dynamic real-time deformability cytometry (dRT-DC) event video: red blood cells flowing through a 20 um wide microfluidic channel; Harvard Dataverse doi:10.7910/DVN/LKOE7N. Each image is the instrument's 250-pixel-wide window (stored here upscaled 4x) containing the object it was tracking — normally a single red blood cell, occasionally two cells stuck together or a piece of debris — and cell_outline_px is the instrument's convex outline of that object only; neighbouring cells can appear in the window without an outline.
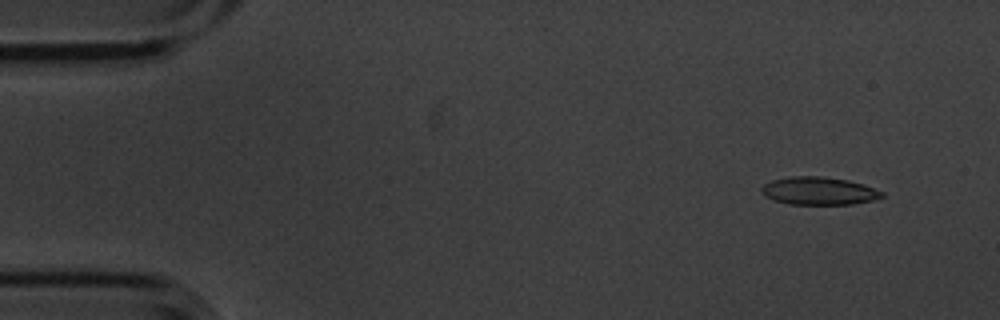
{"species": "common noctule bat (a hibernating species)", "species_latin": "Nyctalus noctula", "temperature_condition": "cold", "stored_images_in_passage": 5, "camera_frame_rate_fps": 3000, "um_per_image_px": 0.085, "animal": {"sex": "male", "body_mass_g": 20.1, "forearm_length_mm": 53.5}, "frame": {"image": 1, "passage_image": 2, "time_ms": 0.333, "image_size_px": [1000, 320], "cell_outline_px": [[884, 196], [872, 200], [852, 204], [788, 204], [764, 196], [760, 192], [760, 188], [764, 184], [772, 180], [792, 176], [820, 176], [848, 180], [884, 192]], "centroid_in_image_um": [69.56, 16.23], "position_along_channel_um": 15.4, "area_um2": 19.36}}
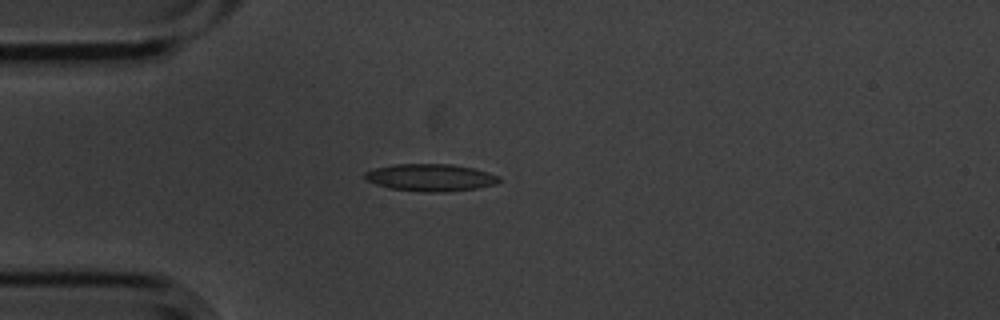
{"frame": {"image": 2, "passage_image": 5, "time_ms": 1.333, "image_size_px": [1000, 320], "cell_outline_px": [[500, 180], [496, 184], [476, 188], [444, 192], [420, 192], [388, 188], [376, 184], [368, 180], [364, 176], [364, 172], [376, 168], [392, 164], [452, 164], [472, 168], [488, 172], [500, 176]], "centroid_in_image_um": [36.59, 15.09], "position_along_channel_um": 48.4, "area_um2": 21.33}}